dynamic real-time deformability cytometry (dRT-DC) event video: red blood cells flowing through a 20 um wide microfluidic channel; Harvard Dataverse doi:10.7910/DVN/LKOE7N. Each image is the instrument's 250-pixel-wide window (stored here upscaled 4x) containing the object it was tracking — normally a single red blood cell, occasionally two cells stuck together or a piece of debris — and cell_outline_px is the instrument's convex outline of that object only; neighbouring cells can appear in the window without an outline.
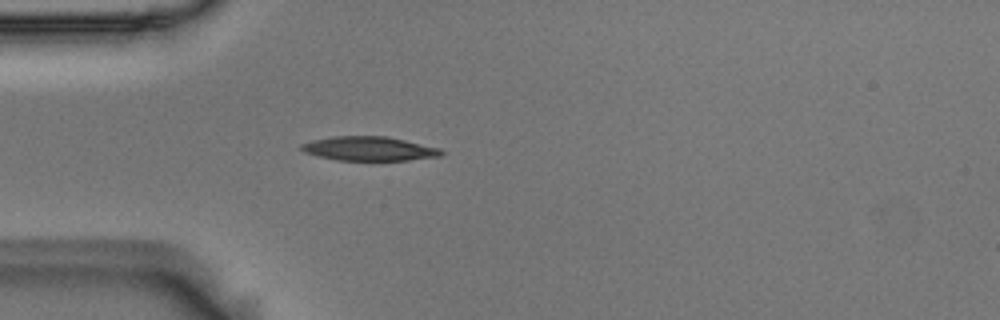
{"species": "Egyptian fruit bat (a non-hibernating species)", "species_latin": "Rousettus aegyptiacus", "temperature_condition": "room temperature", "stored_images_in_passage": 1, "camera_frame_rate_fps": 3000, "um_per_image_px": 0.085, "animal": {"sex": "male"}, "frame": {"image": 1, "passage_image": 1, "time_ms": 0.0, "image_size_px": [1000, 320], "cell_outline_px": [[444, 152], [440, 156], [408, 160], [336, 160], [304, 152], [300, 148], [300, 144], [312, 140], [332, 136], [388, 136], [440, 148]], "centroid_in_image_um": [31.37, 12.63], "position_along_channel_um": 53.6, "area_um2": 19.65}}